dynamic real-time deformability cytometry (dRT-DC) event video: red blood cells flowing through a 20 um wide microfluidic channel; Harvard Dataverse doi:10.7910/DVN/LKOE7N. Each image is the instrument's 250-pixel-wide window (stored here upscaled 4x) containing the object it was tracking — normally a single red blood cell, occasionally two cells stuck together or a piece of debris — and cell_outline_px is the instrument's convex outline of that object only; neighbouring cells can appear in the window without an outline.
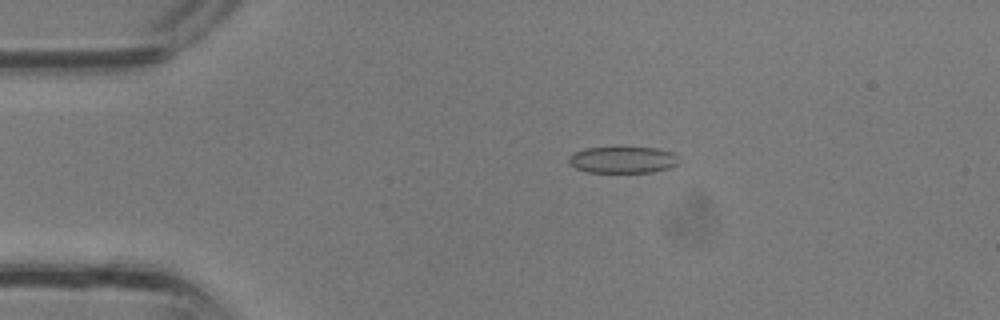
{"species": "common noctule bat (a hibernating species)", "species_latin": "Nyctalus noctula", "temperature_condition": "room temperature", "stored_images_in_passage": 34, "camera_frame_rate_fps": 3000, "um_per_image_px": 0.085, "animal": {"sex": "male", "body_mass_g": 13.3}, "frame": {"image": 1, "passage_image": 6, "time_ms": 1.667, "image_size_px": [1000, 320], "cell_outline_px": [[680, 164], [668, 168], [652, 172], [588, 172], [576, 168], [568, 164], [568, 156], [572, 152], [584, 148], [656, 148], [672, 152], [676, 156]], "centroid_in_image_um": [52.89, 13.59], "position_along_channel_um": 32.1, "area_um2": 17.05}}
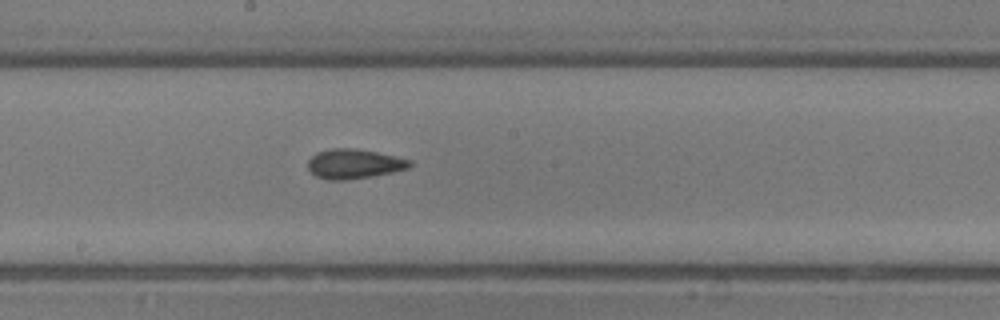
{"frame": {"image": 2, "passage_image": 18, "time_ms": 5.667, "image_size_px": [1000, 320], "cell_outline_px": [[412, 164], [408, 168], [392, 172], [372, 176], [344, 180], [328, 180], [316, 176], [308, 168], [308, 160], [316, 152], [332, 148], [352, 148], [376, 152], [412, 160]], "centroid_in_image_um": [30.08, 13.92], "position_along_channel_um": 218.1, "area_um2": 17.46}}
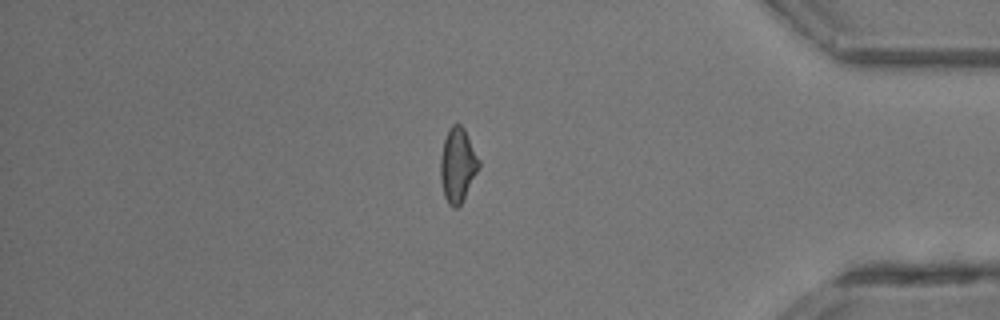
{"frame": {"image": 3, "passage_image": 29, "time_ms": 9.333, "image_size_px": [1000, 320], "cell_outline_px": [[480, 164], [460, 204], [456, 208], [452, 208], [448, 204], [444, 196], [440, 180], [440, 156], [444, 140], [448, 128], [452, 124], [460, 124], [464, 128], [480, 160]], "centroid_in_image_um": [38.87, 14.0], "position_along_channel_um": 396.3, "area_um2": 16.47}}